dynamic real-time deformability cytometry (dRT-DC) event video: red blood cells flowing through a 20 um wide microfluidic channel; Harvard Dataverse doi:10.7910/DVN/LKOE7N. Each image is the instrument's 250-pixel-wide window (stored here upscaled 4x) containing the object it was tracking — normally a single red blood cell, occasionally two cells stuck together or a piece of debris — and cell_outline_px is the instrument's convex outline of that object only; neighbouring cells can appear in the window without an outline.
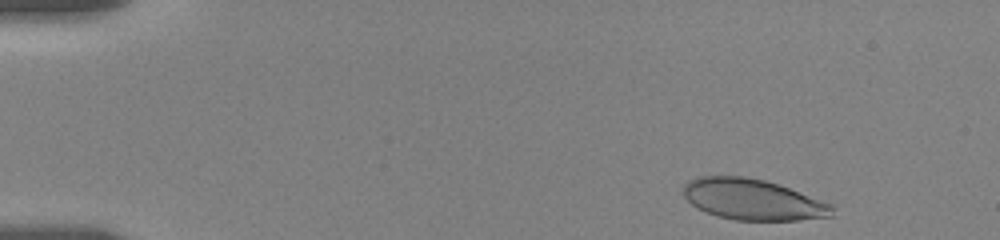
{"species": "human", "species_latin": "Homo sapiens", "temperature_condition": "room temperature", "stored_images_in_passage": 43, "camera_frame_rate_fps": 3000, "um_per_image_px": 0.085, "donor": {"sex": "female"}, "frame": {"image": 1, "passage_image": 1, "time_ms": 0.0, "image_size_px": [1000, 240], "cell_outline_px": [[832, 216], [796, 220], [736, 220], [716, 216], [704, 212], [696, 208], [684, 196], [684, 184], [688, 180], [700, 176], [748, 176], [764, 180], [788, 188], [832, 204]], "centroid_in_image_um": [63.93, 16.96], "position_along_channel_um": 21.1, "area_um2": 35.26}}
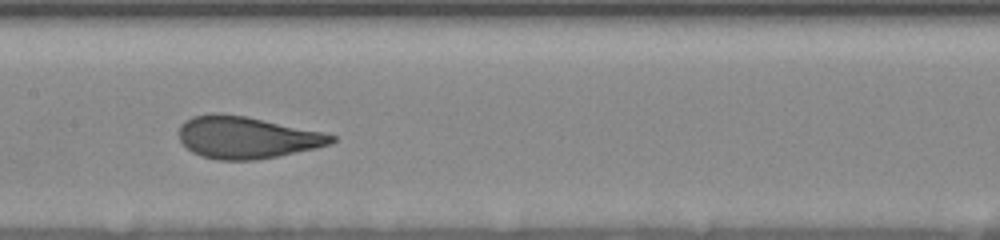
{"frame": {"image": 2, "passage_image": 24, "time_ms": 7.667, "image_size_px": [1000, 240], "cell_outline_px": [[336, 140], [332, 144], [316, 148], [256, 160], [216, 160], [200, 156], [192, 152], [180, 140], [180, 124], [184, 120], [192, 116], [212, 112], [220, 112], [248, 116], [324, 132], [336, 136]], "centroid_in_image_um": [20.96, 11.66], "position_along_channel_um": 186.4, "area_um2": 37.74}}
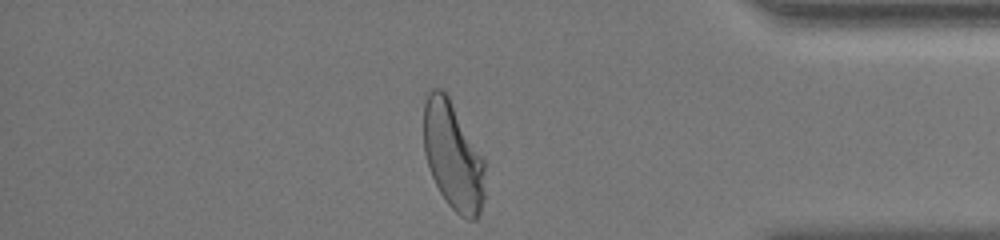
{"frame": {"image": 3, "passage_image": 42, "time_ms": 14.333, "image_size_px": [1000, 240], "cell_outline_px": [[484, 196], [480, 212], [476, 220], [468, 220], [460, 216], [448, 204], [440, 192], [428, 168], [424, 152], [424, 104], [428, 92], [432, 88], [444, 88], [484, 160]], "centroid_in_image_um": [38.49, 13.26], "position_along_channel_um": 396.7, "area_um2": 38.44}, "authors_computed_cell_mechanics": {"area_um2": 37.57, "velocity_mm_per_s": 3.4881, "shape_relaxation_time_tau1_ms": 5.0026, "shape_relaxation_time_tau2_ms": 0.7205, "deformation_change_tau1": 0.183, "deformation_change_tau2": 0.073}}